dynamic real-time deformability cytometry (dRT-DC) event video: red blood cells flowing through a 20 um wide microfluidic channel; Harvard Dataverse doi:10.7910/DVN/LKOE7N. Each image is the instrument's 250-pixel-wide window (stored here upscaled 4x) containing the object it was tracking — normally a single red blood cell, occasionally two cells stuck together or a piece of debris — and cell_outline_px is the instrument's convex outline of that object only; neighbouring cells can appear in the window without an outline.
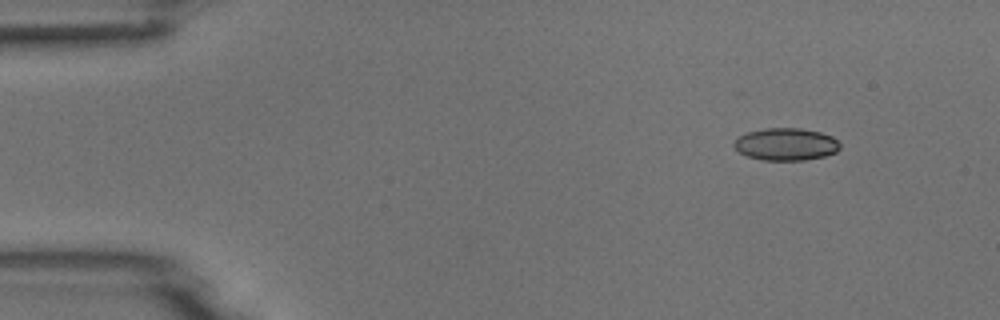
{"species": "common noctule bat (a hibernating species)", "species_latin": "Nyctalus noctula", "temperature_condition": "room temperature", "stored_images_in_passage": 4, "camera_frame_rate_fps": 3000, "um_per_image_px": 0.085, "animal": {"sex": "male", "body_mass_g": 18.8}, "frame": {"image": 1, "passage_image": 1, "time_ms": 0.0, "image_size_px": [1000, 320], "cell_outline_px": [[840, 148], [836, 152], [824, 156], [804, 160], [760, 160], [748, 156], [740, 152], [732, 144], [740, 136], [748, 132], [764, 128], [800, 128], [820, 132], [832, 136], [840, 144]], "centroid_in_image_um": [66.82, 12.26], "position_along_channel_um": 18.2, "area_um2": 19.88}}